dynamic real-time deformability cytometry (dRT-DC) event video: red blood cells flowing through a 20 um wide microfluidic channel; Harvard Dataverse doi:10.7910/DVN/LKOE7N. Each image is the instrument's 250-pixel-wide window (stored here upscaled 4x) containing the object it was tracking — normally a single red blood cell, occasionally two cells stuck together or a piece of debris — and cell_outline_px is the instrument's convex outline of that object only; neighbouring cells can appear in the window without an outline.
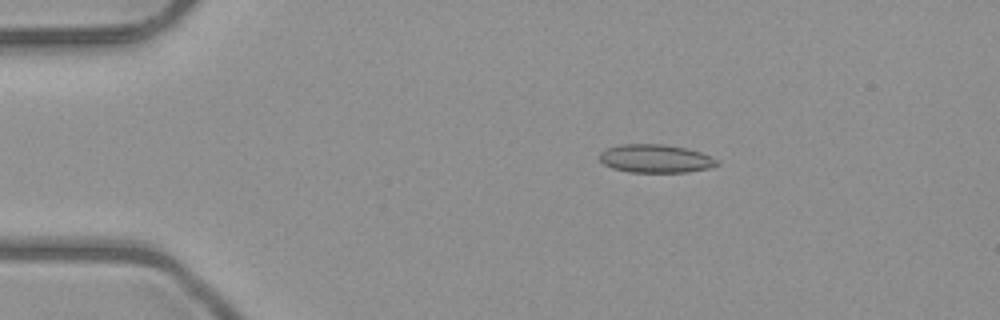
{"species": "common noctule bat (a hibernating species)", "species_latin": "Nyctalus noctula", "temperature_condition": "room temperature", "stored_images_in_passage": 47, "camera_frame_rate_fps": 3000, "um_per_image_px": 0.085, "animal": {"sex": "male", "body_mass_g": 23.1, "forearm_length_mm": 52.7}, "frame": {"image": 1, "passage_image": 5, "time_ms": 1.333, "image_size_px": [1000, 320], "cell_outline_px": [[720, 164], [708, 168], [688, 172], [628, 172], [612, 168], [604, 164], [596, 156], [600, 152], [608, 148], [624, 144], [664, 144], [688, 148], [700, 152], [720, 160]], "centroid_in_image_um": [55.73, 13.48], "position_along_channel_um": 29.3, "area_um2": 19.54}}
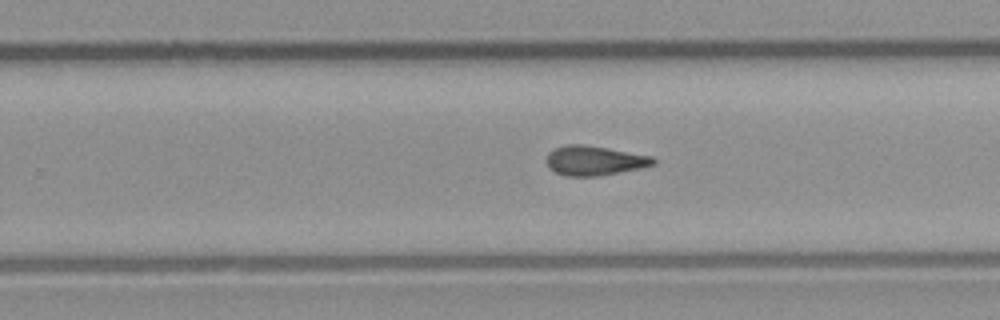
{"frame": {"image": 2, "passage_image": 28, "time_ms": 9.0, "image_size_px": [1000, 320], "cell_outline_px": [[656, 164], [640, 168], [596, 176], [568, 176], [556, 172], [548, 168], [544, 160], [548, 152], [564, 144], [584, 144], [608, 148], [652, 156], [656, 160]], "centroid_in_image_um": [50.48, 13.64], "position_along_channel_um": 279.3, "area_um2": 18.5}}
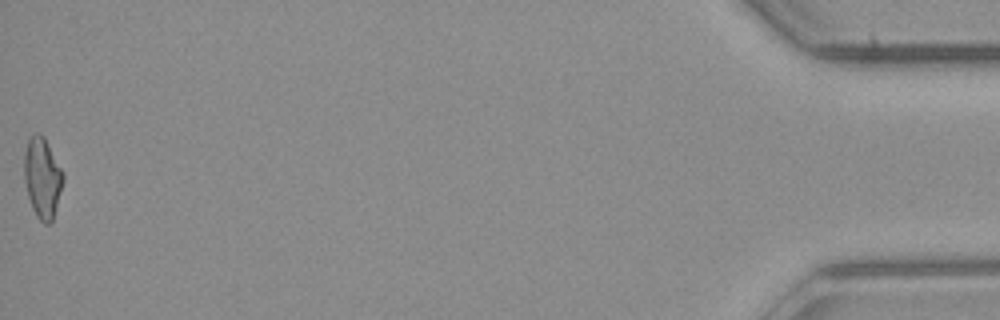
{"frame": {"image": 3, "passage_image": 47, "time_ms": 15.333, "image_size_px": [1000, 320], "cell_outline_px": [[64, 180], [52, 220], [48, 224], [44, 224], [36, 216], [32, 208], [28, 196], [24, 180], [24, 152], [28, 140], [36, 132], [44, 136], [64, 172]], "centroid_in_image_um": [3.6, 15.09], "position_along_channel_um": 431.6, "area_um2": 18.26}, "authors_computed_cell_mechanics": {"area_um2": 18.207, "velocity_mm_per_s": 4.0358, "shape_relaxation_time_tau1_ms": null, "shape_relaxation_time_tau2_ms": 4.4154, "deformation_change_tau1": null, "deformation_change_tau2": 0.1263}}